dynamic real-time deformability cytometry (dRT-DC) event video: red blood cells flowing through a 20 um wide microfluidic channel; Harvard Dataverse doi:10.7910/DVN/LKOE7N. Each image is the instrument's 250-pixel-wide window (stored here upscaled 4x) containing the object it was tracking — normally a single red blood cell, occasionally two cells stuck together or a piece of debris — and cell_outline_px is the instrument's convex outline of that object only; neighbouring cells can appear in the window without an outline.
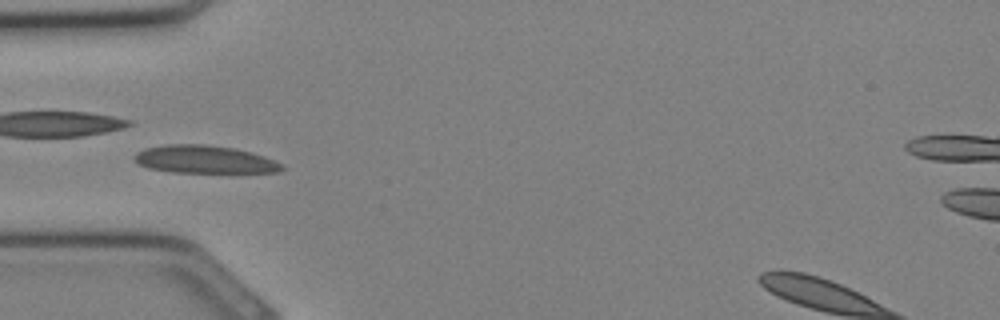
{"species": "Egyptian fruit bat (a non-hibernating species)", "species_latin": "Rousettus aegyptiacus", "temperature_condition": "cold", "stored_images_in_passage": 33, "camera_frame_rate_fps": 3000, "um_per_image_px": 0.085, "animal": {"sex": "female"}, "frame": {"image": 1, "passage_image": 10, "time_ms": 3.0, "image_size_px": [1000, 320], "cell_outline_px": [[288, 168], [280, 172], [172, 172], [148, 168], [136, 164], [132, 160], [132, 156], [136, 152], [144, 148], [168, 144], [204, 144], [236, 148], [252, 152], [276, 160], [284, 164]], "centroid_in_image_um": [17.38, 13.55], "position_along_channel_um": 67.6, "area_um2": 24.39}}
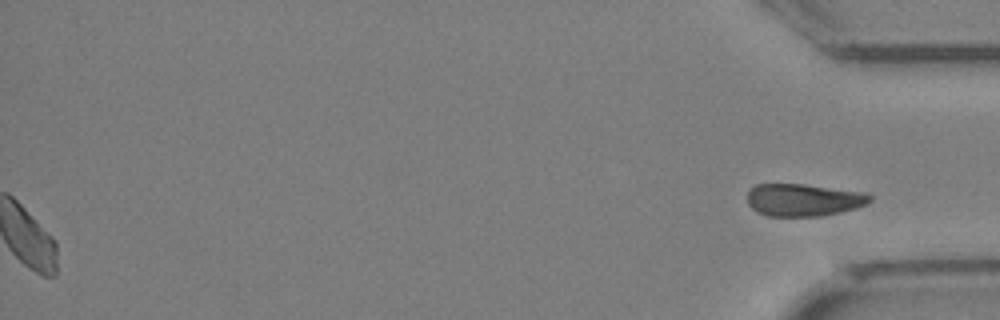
{"frame": {"image": 2, "passage_image": 33, "time_ms": 10.667, "image_size_px": [1000, 320], "cell_outline_px": [[872, 200], [868, 204], [856, 208], [840, 212], [820, 216], [768, 216], [756, 212], [748, 204], [748, 192], [756, 184], [804, 184], [868, 192], [872, 196]], "centroid_in_image_um": [68.34, 16.99], "position_along_channel_um": 366.9, "area_um2": 23.41}}